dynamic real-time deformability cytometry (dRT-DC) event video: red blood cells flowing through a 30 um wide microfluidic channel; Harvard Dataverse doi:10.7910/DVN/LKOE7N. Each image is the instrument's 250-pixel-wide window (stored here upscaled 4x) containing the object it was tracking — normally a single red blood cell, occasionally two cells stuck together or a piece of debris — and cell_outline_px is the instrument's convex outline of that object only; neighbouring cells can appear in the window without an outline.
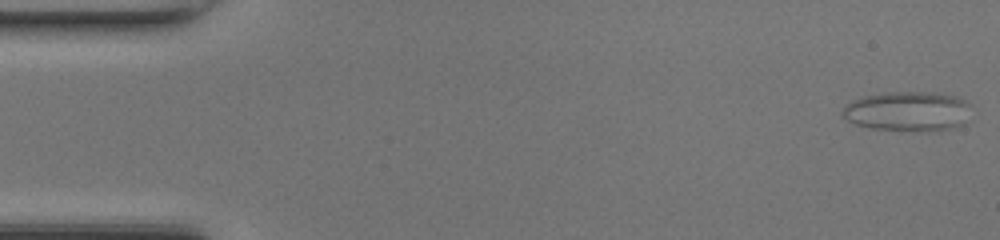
{"species": "common noctule bat (a hibernating species)", "species_latin": "Nyctalus noctula", "temperature_condition": "room temperature", "stored_images_in_passage": 48, "camera_frame_rate_fps": 3000, "um_per_image_px": 0.085, "animal": {"sex": "female", "body_mass_g": 17.0, "forearm_length_mm": 48.0}, "frame": {"image": 1, "passage_image": 1, "time_ms": 0.0, "image_size_px": [1000, 240], "cell_outline_px": [[972, 104], [964, 124], [956, 128], [940, 132], [912, 132], [872, 128], [856, 124], [840, 116], [840, 112], [844, 104], [860, 96], [884, 92], [932, 92], [956, 96]], "centroid_in_image_um": [77.16, 9.48], "position_along_channel_um": 7.8, "area_um2": 30.87}}
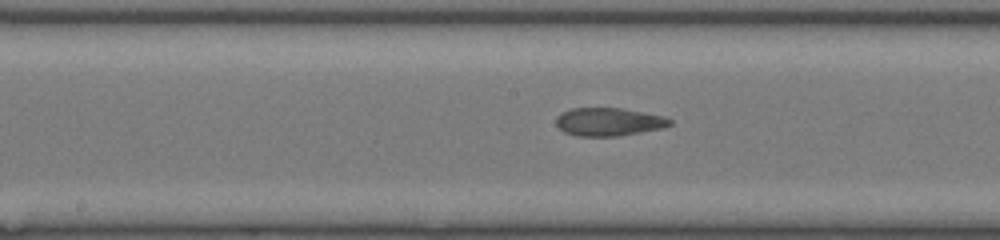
{"frame": {"image": 2, "passage_image": 24, "time_ms": 7.667, "image_size_px": [1000, 240], "cell_outline_px": [[672, 124], [664, 128], [620, 136], [576, 136], [564, 132], [556, 124], [556, 116], [560, 112], [572, 108], [620, 108], [664, 116], [672, 120]], "centroid_in_image_um": [51.73, 10.36], "position_along_channel_um": 196.5, "area_um2": 18.79}}
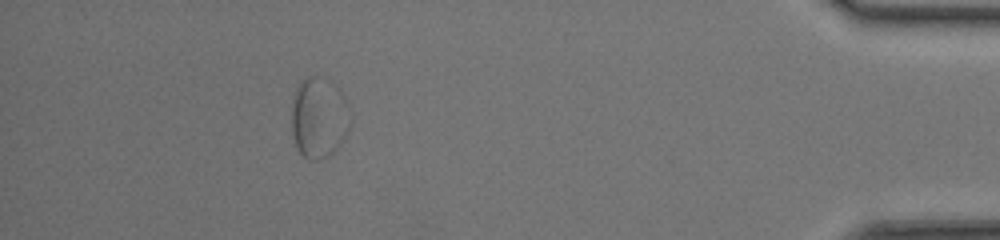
{"frame": {"image": 3, "passage_image": 43, "time_ms": 14.0, "image_size_px": [1000, 240], "cell_outline_px": [[352, 120], [348, 132], [340, 144], [328, 156], [316, 160], [312, 160], [304, 156], [296, 148], [292, 132], [292, 100], [296, 88], [308, 76], [316, 76]], "centroid_in_image_um": [26.98, 10.2], "position_along_channel_um": 408.2, "area_um2": 25.2}, "authors_computed_cell_mechanics": {"area_um2": 19.5653, "velocity_mm_per_s": 4.301, "shape_relaxation_time_tau1_ms": 8.4439, "shape_relaxation_time_tau2_ms": 1.9024, "deformation_change_tau1": 0.2129, "deformation_change_tau2": 0.1052}}